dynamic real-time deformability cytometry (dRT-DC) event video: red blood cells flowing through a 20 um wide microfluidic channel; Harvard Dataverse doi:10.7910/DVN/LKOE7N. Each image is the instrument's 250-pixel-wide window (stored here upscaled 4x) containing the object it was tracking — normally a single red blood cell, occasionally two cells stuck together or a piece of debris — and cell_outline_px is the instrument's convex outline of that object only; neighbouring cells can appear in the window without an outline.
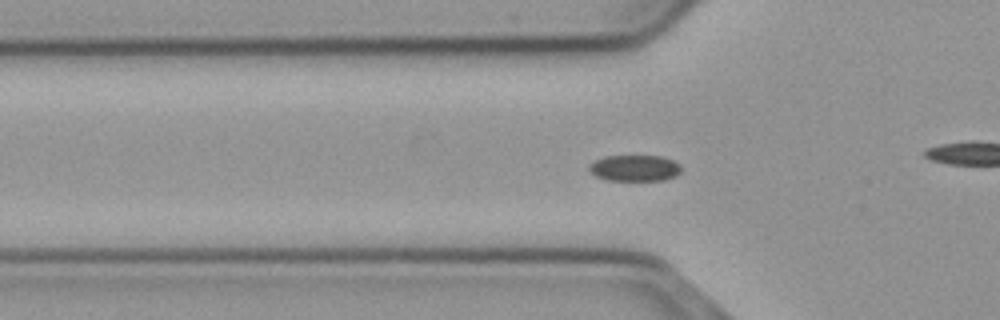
{"species": "common noctule bat (a hibernating species)", "species_latin": "Nyctalus noctula", "temperature_condition": "cold", "stored_images_in_passage": 47, "camera_frame_rate_fps": 3000, "um_per_image_px": 0.085, "animal": {"sex": "male", "body_mass_g": 23.1, "forearm_length_mm": 52.7}, "frame": {"image": 1, "passage_image": 8, "time_ms": 2.333, "image_size_px": [1000, 320], "cell_outline_px": [[680, 172], [676, 176], [664, 180], [608, 180], [596, 176], [588, 168], [588, 164], [604, 156], [660, 156], [672, 160], [680, 164]], "centroid_in_image_um": [53.95, 14.28], "position_along_channel_um": 71.9, "area_um2": 13.99}}
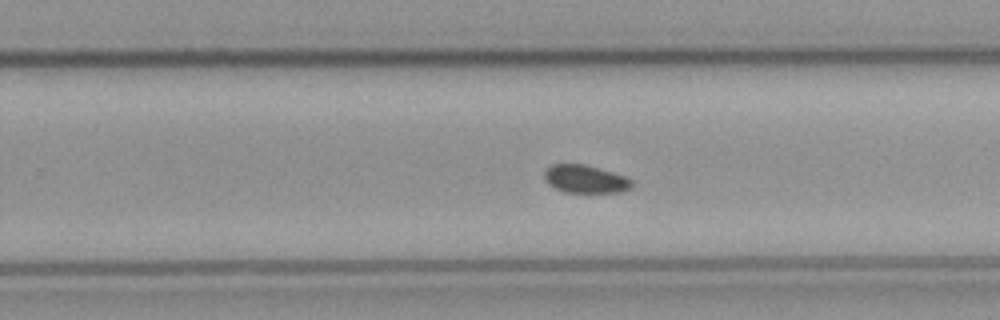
{"frame": {"image": 2, "passage_image": 25, "time_ms": 8.0, "image_size_px": [1000, 320], "cell_outline_px": [[632, 188], [620, 192], [564, 192], [548, 184], [544, 180], [544, 172], [552, 164], [584, 164], [612, 172], [624, 176], [632, 180]], "centroid_in_image_um": [49.74, 15.22], "position_along_channel_um": 280.1, "area_um2": 14.16}}
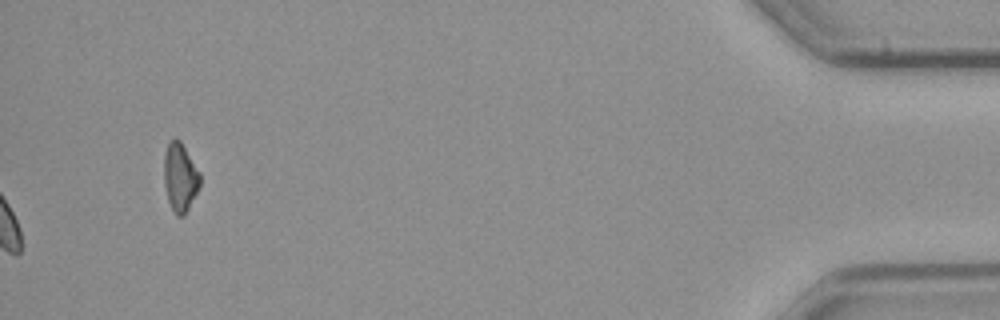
{"frame": {"image": 3, "passage_image": 47, "time_ms": 15.333, "image_size_px": [1000, 320], "cell_outline_px": [[200, 184], [184, 216], [176, 216], [168, 200], [164, 184], [164, 156], [168, 144], [172, 140], [180, 140], [200, 172]], "centroid_in_image_um": [15.3, 15.08], "position_along_channel_um": 419.9, "area_um2": 14.1}, "authors_computed_cell_mechanics": {"area_um2": 14.739, "velocity_mm_per_s": 3.6673, "shape_relaxation_time_tau1_ms": 0.7302, "shape_relaxation_time_tau2_ms": 9.398, "deformation_change_tau1": 0.0354, "deformation_change_tau2": 0.1043}}